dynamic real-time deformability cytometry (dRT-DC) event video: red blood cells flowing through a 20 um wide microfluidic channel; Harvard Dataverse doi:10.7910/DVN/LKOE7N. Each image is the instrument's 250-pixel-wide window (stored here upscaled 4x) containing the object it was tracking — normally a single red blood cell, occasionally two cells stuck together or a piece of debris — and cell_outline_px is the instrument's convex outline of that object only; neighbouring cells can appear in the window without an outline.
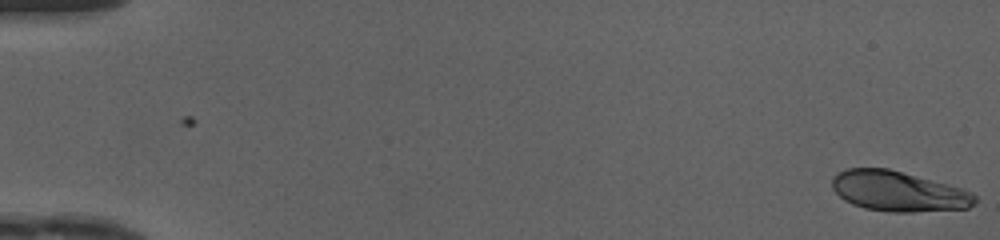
{"species": "human", "species_latin": "Homo sapiens", "temperature_condition": "cold", "stored_images_in_passage": 49, "camera_frame_rate_fps": 3000, "um_per_image_px": 0.085, "donor": {"sex": "female"}, "frame": {"image": 1, "passage_image": 1, "time_ms": 0.0, "image_size_px": [1000, 240], "cell_outline_px": [[976, 204], [968, 208], [912, 212], [888, 212], [864, 208], [852, 204], [844, 200], [832, 188], [832, 176], [836, 172], [848, 168], [888, 168], [964, 188], [972, 192], [976, 196]], "centroid_in_image_um": [76.36, 16.26], "position_along_channel_um": 8.6, "area_um2": 33.76}}
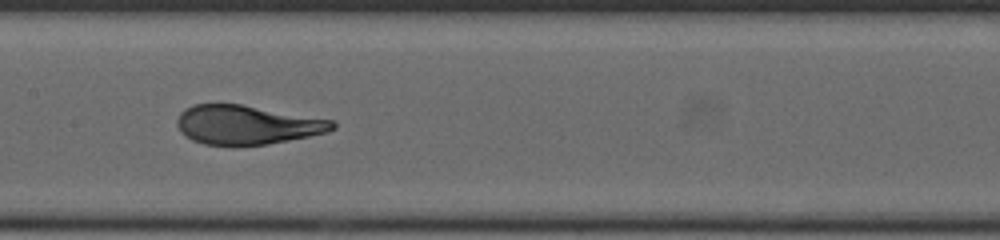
{"frame": {"image": 2, "passage_image": 26, "time_ms": 8.333, "image_size_px": [1000, 240], "cell_outline_px": [[336, 128], [328, 132], [268, 144], [232, 148], [204, 144], [192, 140], [184, 136], [180, 132], [176, 124], [176, 120], [180, 112], [184, 108], [192, 104], [240, 104], [332, 120], [336, 124]], "centroid_in_image_um": [20.91, 10.64], "position_along_channel_um": 186.5, "area_um2": 36.01}}
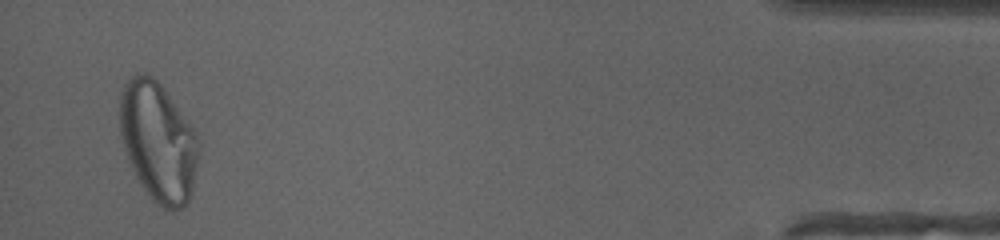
{"frame": {"image": 3, "passage_image": 48, "time_ms": 15.667, "image_size_px": [1000, 240], "cell_outline_px": [[200, 144], [192, 196], [184, 208], [176, 212], [164, 212], [144, 188], [136, 176], [128, 160], [124, 148], [120, 132], [120, 92], [124, 84], [136, 72], [144, 72], [152, 76], [164, 88], [192, 128]], "centroid_in_image_um": [13.45, 12.09], "position_along_channel_um": 421.7, "area_um2": 55.08}, "authors_computed_cell_mechanics": {"area_um2": 36.2406, "velocity_mm_per_s": 4.192, "shape_relaxation_time_tau1_ms": 4.3017, "shape_relaxation_time_tau2_ms": null, "deformation_change_tau1": 0.2123, "deformation_change_tau2": null}}